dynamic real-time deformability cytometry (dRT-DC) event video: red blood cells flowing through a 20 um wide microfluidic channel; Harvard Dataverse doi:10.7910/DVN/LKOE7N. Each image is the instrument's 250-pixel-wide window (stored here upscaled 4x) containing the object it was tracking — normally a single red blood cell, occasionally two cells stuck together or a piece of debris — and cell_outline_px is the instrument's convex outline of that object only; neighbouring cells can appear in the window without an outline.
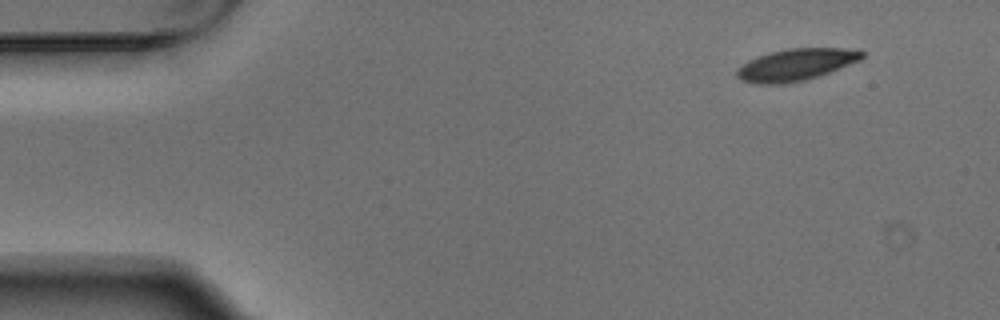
{"species": "Egyptian fruit bat (a non-hibernating species)", "species_latin": "Rousettus aegyptiacus", "temperature_condition": "warm", "stored_images_in_passage": 4, "camera_frame_rate_fps": 3000, "um_per_image_px": 0.085, "animal": {"sex": "male"}, "frame": {"image": 1, "passage_image": 4, "time_ms": 1.0, "image_size_px": [1000, 320], "cell_outline_px": [[864, 56], [860, 60], [828, 72], [804, 80], [784, 84], [756, 84], [740, 80], [736, 76], [736, 68], [748, 60], [772, 52], [788, 48], [840, 48], [864, 52]], "centroid_in_image_um": [67.58, 5.51], "position_along_channel_um": 17.4, "area_um2": 22.95}}